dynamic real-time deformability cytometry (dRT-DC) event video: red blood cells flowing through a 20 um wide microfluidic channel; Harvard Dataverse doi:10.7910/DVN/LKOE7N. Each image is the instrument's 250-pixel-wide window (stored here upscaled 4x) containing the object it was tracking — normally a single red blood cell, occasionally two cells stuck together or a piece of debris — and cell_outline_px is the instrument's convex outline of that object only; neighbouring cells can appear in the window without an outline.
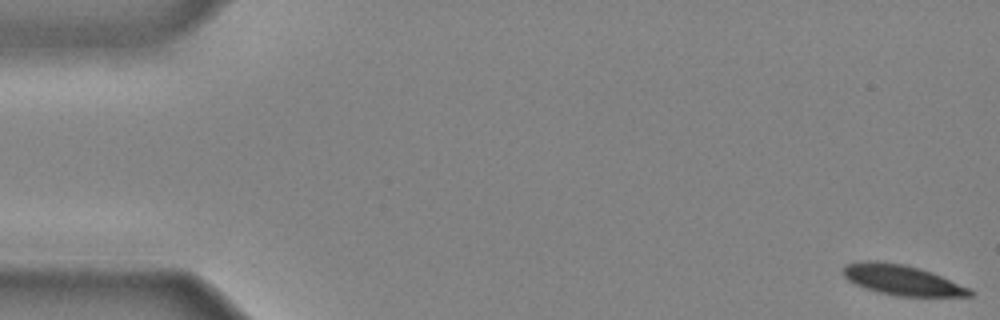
{"species": "common noctule bat (a hibernating species)", "species_latin": "Nyctalus noctula", "temperature_condition": "cold", "stored_images_in_passage": 44, "camera_frame_rate_fps": 3000, "um_per_image_px": 0.085, "animal": {"sex": "male", "body_mass_g": 20.4}, "frame": {"image": 1, "passage_image": 1, "time_ms": 0.0, "image_size_px": [1000, 320], "cell_outline_px": [[972, 296], [900, 296], [876, 292], [864, 288], [848, 280], [840, 272], [844, 264], [868, 260], [876, 260], [904, 264], [920, 268], [932, 272], [968, 288], [972, 292]], "centroid_in_image_um": [76.58, 23.78], "position_along_channel_um": 8.4, "area_um2": 22.31}}
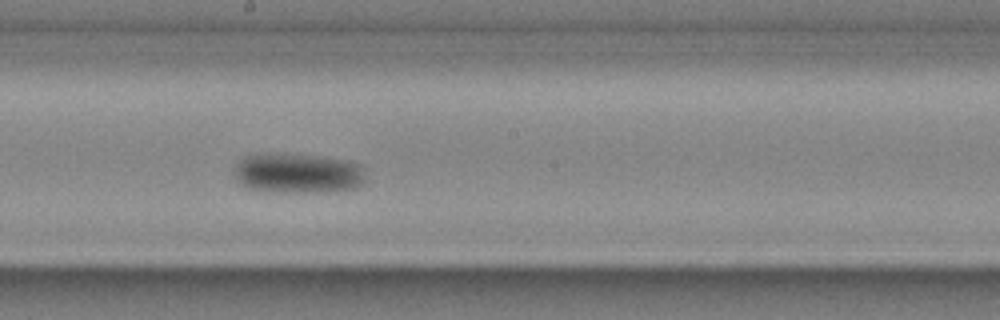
{"frame": {"image": 2, "passage_image": 25, "time_ms": 8.0, "image_size_px": [1000, 320], "cell_outline_px": [[368, 180], [364, 184], [356, 188], [320, 192], [276, 192], [248, 188], [240, 184], [236, 180], [232, 168], [244, 156], [268, 152], [284, 152], [320, 156], [348, 160], [360, 164]], "centroid_in_image_um": [25.31, 14.7], "position_along_channel_um": 222.9, "area_um2": 31.62}}
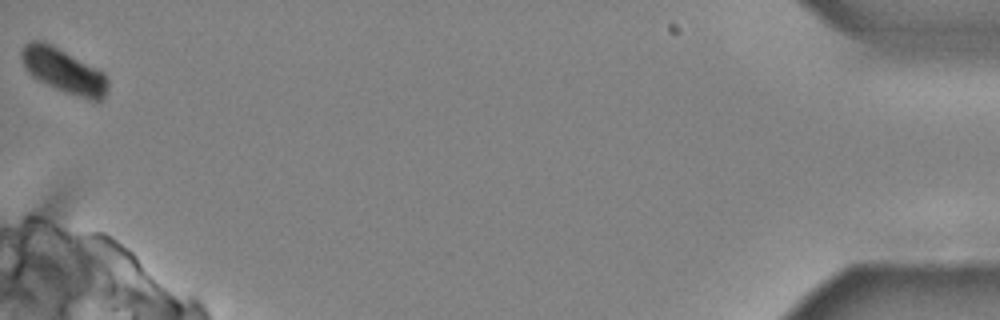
{"frame": {"image": 3, "passage_image": 44, "time_ms": 14.333, "image_size_px": [1000, 320], "cell_outline_px": [[108, 88], [104, 96], [100, 100], [88, 100], [64, 92], [32, 76], [24, 68], [20, 56], [20, 52], [24, 44], [32, 40], [44, 40], [52, 44], [104, 72], [108, 80]], "centroid_in_image_um": [5.39, 5.99], "position_along_channel_um": 429.8, "area_um2": 22.48}}